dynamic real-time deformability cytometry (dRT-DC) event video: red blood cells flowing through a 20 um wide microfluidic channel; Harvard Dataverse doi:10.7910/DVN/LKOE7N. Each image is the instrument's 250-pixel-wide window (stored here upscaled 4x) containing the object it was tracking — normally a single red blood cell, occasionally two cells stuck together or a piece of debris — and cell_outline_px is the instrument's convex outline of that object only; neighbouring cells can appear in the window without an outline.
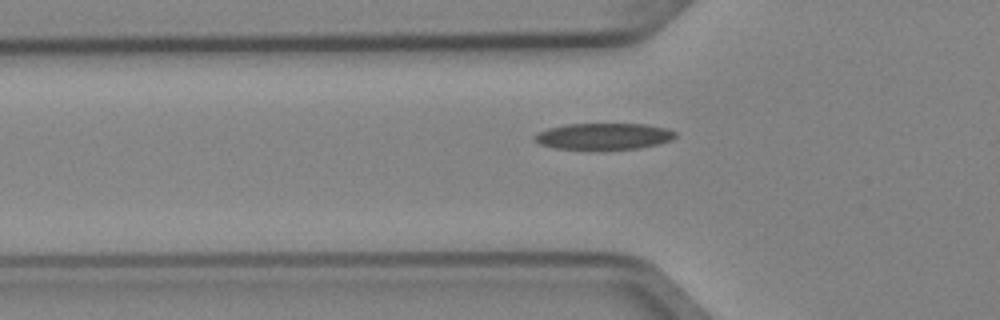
{"species": "Egyptian fruit bat (a non-hibernating species)", "species_latin": "Rousettus aegyptiacus", "temperature_condition": "cold", "stored_images_in_passage": 6, "camera_frame_rate_fps": 3000, "um_per_image_px": 0.085, "animal": {"sex": "female"}, "frame": {"image": 1, "passage_image": 6, "time_ms": 1.667, "image_size_px": [1000, 320], "cell_outline_px": [[676, 136], [672, 140], [640, 148], [556, 148], [540, 144], [532, 140], [532, 136], [548, 128], [568, 124], [648, 124], [668, 128], [676, 132]], "centroid_in_image_um": [51.33, 11.56], "position_along_channel_um": 74.5, "area_um2": 21.33}}